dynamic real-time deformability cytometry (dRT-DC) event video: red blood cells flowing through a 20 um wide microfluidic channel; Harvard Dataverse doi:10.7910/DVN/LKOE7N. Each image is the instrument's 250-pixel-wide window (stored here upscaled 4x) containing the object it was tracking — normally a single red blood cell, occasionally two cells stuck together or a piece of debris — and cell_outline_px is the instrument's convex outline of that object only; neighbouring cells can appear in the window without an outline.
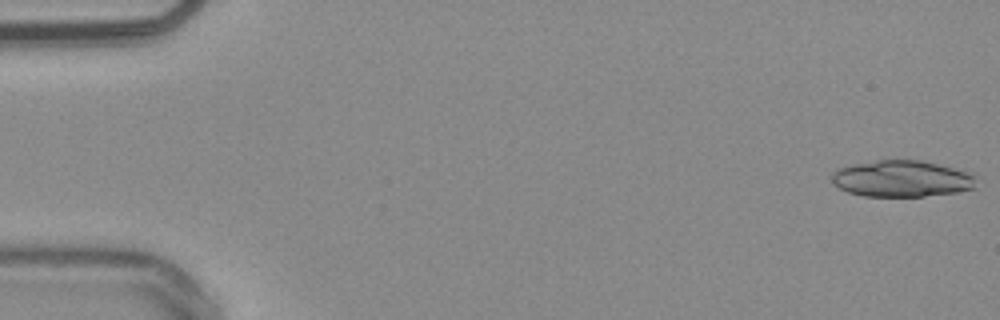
{"species": "common noctule bat (a hibernating species)", "species_latin": "Nyctalus noctula", "temperature_condition": "warm", "stored_images_in_passage": 23, "camera_frame_rate_fps": 3000, "um_per_image_px": 0.085, "animal": {"sex": "male", "body_mass_g": 20.4}, "frame": {"image": 1, "passage_image": 1, "time_ms": 0.0, "image_size_px": [1000, 320], "cell_outline_px": [[976, 176], [972, 188], [956, 192], [924, 196], [864, 196], [848, 192], [840, 188], [832, 180], [832, 172], [836, 168], [852, 164], [876, 160], [920, 160], [952, 168]], "centroid_in_image_um": [76.58, 15.18], "position_along_channel_um": 8.4, "area_um2": 30.29}}